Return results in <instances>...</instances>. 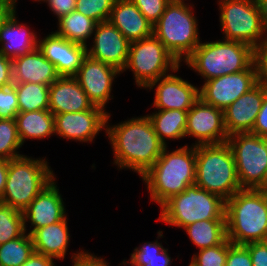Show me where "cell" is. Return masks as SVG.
Wrapping results in <instances>:
<instances>
[{
  "label": "cell",
  "instance_id": "obj_22",
  "mask_svg": "<svg viewBox=\"0 0 267 266\" xmlns=\"http://www.w3.org/2000/svg\"><path fill=\"white\" fill-rule=\"evenodd\" d=\"M93 106L74 76H59L49 86L48 110L53 115L86 111Z\"/></svg>",
  "mask_w": 267,
  "mask_h": 266
},
{
  "label": "cell",
  "instance_id": "obj_35",
  "mask_svg": "<svg viewBox=\"0 0 267 266\" xmlns=\"http://www.w3.org/2000/svg\"><path fill=\"white\" fill-rule=\"evenodd\" d=\"M115 0H76L75 10L96 23L108 21Z\"/></svg>",
  "mask_w": 267,
  "mask_h": 266
},
{
  "label": "cell",
  "instance_id": "obj_1",
  "mask_svg": "<svg viewBox=\"0 0 267 266\" xmlns=\"http://www.w3.org/2000/svg\"><path fill=\"white\" fill-rule=\"evenodd\" d=\"M111 116L109 112L105 136L112 148V164L118 171L130 170L141 178L154 165L165 145L147 115L132 116L116 124L111 123Z\"/></svg>",
  "mask_w": 267,
  "mask_h": 266
},
{
  "label": "cell",
  "instance_id": "obj_49",
  "mask_svg": "<svg viewBox=\"0 0 267 266\" xmlns=\"http://www.w3.org/2000/svg\"><path fill=\"white\" fill-rule=\"evenodd\" d=\"M13 9L6 1L0 0V25Z\"/></svg>",
  "mask_w": 267,
  "mask_h": 266
},
{
  "label": "cell",
  "instance_id": "obj_13",
  "mask_svg": "<svg viewBox=\"0 0 267 266\" xmlns=\"http://www.w3.org/2000/svg\"><path fill=\"white\" fill-rule=\"evenodd\" d=\"M107 111L94 105L86 111L54 115L55 135L60 139L80 142L84 145L93 143L100 132L106 133L109 110Z\"/></svg>",
  "mask_w": 267,
  "mask_h": 266
},
{
  "label": "cell",
  "instance_id": "obj_21",
  "mask_svg": "<svg viewBox=\"0 0 267 266\" xmlns=\"http://www.w3.org/2000/svg\"><path fill=\"white\" fill-rule=\"evenodd\" d=\"M16 10L13 9L0 25V53L11 60L38 48L39 32L27 23H20Z\"/></svg>",
  "mask_w": 267,
  "mask_h": 266
},
{
  "label": "cell",
  "instance_id": "obj_20",
  "mask_svg": "<svg viewBox=\"0 0 267 266\" xmlns=\"http://www.w3.org/2000/svg\"><path fill=\"white\" fill-rule=\"evenodd\" d=\"M266 94L267 84L259 81L223 110L224 126L229 136L252 131Z\"/></svg>",
  "mask_w": 267,
  "mask_h": 266
},
{
  "label": "cell",
  "instance_id": "obj_6",
  "mask_svg": "<svg viewBox=\"0 0 267 266\" xmlns=\"http://www.w3.org/2000/svg\"><path fill=\"white\" fill-rule=\"evenodd\" d=\"M48 159L24 154L9 160L5 189L0 202L23 212L57 176Z\"/></svg>",
  "mask_w": 267,
  "mask_h": 266
},
{
  "label": "cell",
  "instance_id": "obj_46",
  "mask_svg": "<svg viewBox=\"0 0 267 266\" xmlns=\"http://www.w3.org/2000/svg\"><path fill=\"white\" fill-rule=\"evenodd\" d=\"M56 260L42 255L38 252H33L27 261H25L21 266H57Z\"/></svg>",
  "mask_w": 267,
  "mask_h": 266
},
{
  "label": "cell",
  "instance_id": "obj_26",
  "mask_svg": "<svg viewBox=\"0 0 267 266\" xmlns=\"http://www.w3.org/2000/svg\"><path fill=\"white\" fill-rule=\"evenodd\" d=\"M22 145L28 140H44L55 135V118L48 110L18 112L15 117Z\"/></svg>",
  "mask_w": 267,
  "mask_h": 266
},
{
  "label": "cell",
  "instance_id": "obj_7",
  "mask_svg": "<svg viewBox=\"0 0 267 266\" xmlns=\"http://www.w3.org/2000/svg\"><path fill=\"white\" fill-rule=\"evenodd\" d=\"M159 209L156 221L176 229L202 220H226V201L195 184L172 196Z\"/></svg>",
  "mask_w": 267,
  "mask_h": 266
},
{
  "label": "cell",
  "instance_id": "obj_40",
  "mask_svg": "<svg viewBox=\"0 0 267 266\" xmlns=\"http://www.w3.org/2000/svg\"><path fill=\"white\" fill-rule=\"evenodd\" d=\"M225 266H252L249 250L245 245L233 244L227 239Z\"/></svg>",
  "mask_w": 267,
  "mask_h": 266
},
{
  "label": "cell",
  "instance_id": "obj_24",
  "mask_svg": "<svg viewBox=\"0 0 267 266\" xmlns=\"http://www.w3.org/2000/svg\"><path fill=\"white\" fill-rule=\"evenodd\" d=\"M59 77L55 66L36 48L12 60L13 83H37L50 86Z\"/></svg>",
  "mask_w": 267,
  "mask_h": 266
},
{
  "label": "cell",
  "instance_id": "obj_33",
  "mask_svg": "<svg viewBox=\"0 0 267 266\" xmlns=\"http://www.w3.org/2000/svg\"><path fill=\"white\" fill-rule=\"evenodd\" d=\"M22 147L15 118H0V159L11 160L24 155L20 151Z\"/></svg>",
  "mask_w": 267,
  "mask_h": 266
},
{
  "label": "cell",
  "instance_id": "obj_34",
  "mask_svg": "<svg viewBox=\"0 0 267 266\" xmlns=\"http://www.w3.org/2000/svg\"><path fill=\"white\" fill-rule=\"evenodd\" d=\"M26 233L23 213L0 202V244Z\"/></svg>",
  "mask_w": 267,
  "mask_h": 266
},
{
  "label": "cell",
  "instance_id": "obj_51",
  "mask_svg": "<svg viewBox=\"0 0 267 266\" xmlns=\"http://www.w3.org/2000/svg\"><path fill=\"white\" fill-rule=\"evenodd\" d=\"M261 189L267 191V178H266L265 185Z\"/></svg>",
  "mask_w": 267,
  "mask_h": 266
},
{
  "label": "cell",
  "instance_id": "obj_42",
  "mask_svg": "<svg viewBox=\"0 0 267 266\" xmlns=\"http://www.w3.org/2000/svg\"><path fill=\"white\" fill-rule=\"evenodd\" d=\"M43 3L49 7V10L57 19L69 14L75 10L76 0H44Z\"/></svg>",
  "mask_w": 267,
  "mask_h": 266
},
{
  "label": "cell",
  "instance_id": "obj_47",
  "mask_svg": "<svg viewBox=\"0 0 267 266\" xmlns=\"http://www.w3.org/2000/svg\"><path fill=\"white\" fill-rule=\"evenodd\" d=\"M8 162L7 159H0V198L3 195L6 180H7V174H8Z\"/></svg>",
  "mask_w": 267,
  "mask_h": 266
},
{
  "label": "cell",
  "instance_id": "obj_44",
  "mask_svg": "<svg viewBox=\"0 0 267 266\" xmlns=\"http://www.w3.org/2000/svg\"><path fill=\"white\" fill-rule=\"evenodd\" d=\"M250 133L267 138V94L264 96L261 109Z\"/></svg>",
  "mask_w": 267,
  "mask_h": 266
},
{
  "label": "cell",
  "instance_id": "obj_3",
  "mask_svg": "<svg viewBox=\"0 0 267 266\" xmlns=\"http://www.w3.org/2000/svg\"><path fill=\"white\" fill-rule=\"evenodd\" d=\"M227 239L238 245L265 241L267 191L242 189L226 201Z\"/></svg>",
  "mask_w": 267,
  "mask_h": 266
},
{
  "label": "cell",
  "instance_id": "obj_27",
  "mask_svg": "<svg viewBox=\"0 0 267 266\" xmlns=\"http://www.w3.org/2000/svg\"><path fill=\"white\" fill-rule=\"evenodd\" d=\"M188 111L178 109L155 110L147 116L150 118L159 140L169 146V142L185 138ZM169 141V142H168Z\"/></svg>",
  "mask_w": 267,
  "mask_h": 266
},
{
  "label": "cell",
  "instance_id": "obj_48",
  "mask_svg": "<svg viewBox=\"0 0 267 266\" xmlns=\"http://www.w3.org/2000/svg\"><path fill=\"white\" fill-rule=\"evenodd\" d=\"M260 9L261 21L267 35V0H256Z\"/></svg>",
  "mask_w": 267,
  "mask_h": 266
},
{
  "label": "cell",
  "instance_id": "obj_36",
  "mask_svg": "<svg viewBox=\"0 0 267 266\" xmlns=\"http://www.w3.org/2000/svg\"><path fill=\"white\" fill-rule=\"evenodd\" d=\"M227 258V238L219 245L198 250L191 257L192 266H225Z\"/></svg>",
  "mask_w": 267,
  "mask_h": 266
},
{
  "label": "cell",
  "instance_id": "obj_14",
  "mask_svg": "<svg viewBox=\"0 0 267 266\" xmlns=\"http://www.w3.org/2000/svg\"><path fill=\"white\" fill-rule=\"evenodd\" d=\"M180 65L174 71L151 82L145 90L155 91L151 107L157 110L178 109L188 111L200 98L199 86L179 74ZM174 73V74H173ZM178 73V74H177Z\"/></svg>",
  "mask_w": 267,
  "mask_h": 266
},
{
  "label": "cell",
  "instance_id": "obj_25",
  "mask_svg": "<svg viewBox=\"0 0 267 266\" xmlns=\"http://www.w3.org/2000/svg\"><path fill=\"white\" fill-rule=\"evenodd\" d=\"M68 216L54 224L36 229L31 238L35 252L64 261L68 255L71 233L68 227Z\"/></svg>",
  "mask_w": 267,
  "mask_h": 266
},
{
  "label": "cell",
  "instance_id": "obj_17",
  "mask_svg": "<svg viewBox=\"0 0 267 266\" xmlns=\"http://www.w3.org/2000/svg\"><path fill=\"white\" fill-rule=\"evenodd\" d=\"M122 72L101 61L90 58L88 55L74 76L89 100L106 111L109 100L114 99L112 89L117 76Z\"/></svg>",
  "mask_w": 267,
  "mask_h": 266
},
{
  "label": "cell",
  "instance_id": "obj_52",
  "mask_svg": "<svg viewBox=\"0 0 267 266\" xmlns=\"http://www.w3.org/2000/svg\"><path fill=\"white\" fill-rule=\"evenodd\" d=\"M43 1L44 0H33V2H38V3L40 2V4H43Z\"/></svg>",
  "mask_w": 267,
  "mask_h": 266
},
{
  "label": "cell",
  "instance_id": "obj_18",
  "mask_svg": "<svg viewBox=\"0 0 267 266\" xmlns=\"http://www.w3.org/2000/svg\"><path fill=\"white\" fill-rule=\"evenodd\" d=\"M57 182V178H55L22 212L25 231L28 234L31 235L36 229L54 224L68 216L66 204L63 200L65 198H62L63 195L60 193Z\"/></svg>",
  "mask_w": 267,
  "mask_h": 266
},
{
  "label": "cell",
  "instance_id": "obj_39",
  "mask_svg": "<svg viewBox=\"0 0 267 266\" xmlns=\"http://www.w3.org/2000/svg\"><path fill=\"white\" fill-rule=\"evenodd\" d=\"M18 114V97L13 85L0 89V118H15Z\"/></svg>",
  "mask_w": 267,
  "mask_h": 266
},
{
  "label": "cell",
  "instance_id": "obj_23",
  "mask_svg": "<svg viewBox=\"0 0 267 266\" xmlns=\"http://www.w3.org/2000/svg\"><path fill=\"white\" fill-rule=\"evenodd\" d=\"M108 21L131 43L153 35V25L131 0H115Z\"/></svg>",
  "mask_w": 267,
  "mask_h": 266
},
{
  "label": "cell",
  "instance_id": "obj_43",
  "mask_svg": "<svg viewBox=\"0 0 267 266\" xmlns=\"http://www.w3.org/2000/svg\"><path fill=\"white\" fill-rule=\"evenodd\" d=\"M255 61L258 66L259 81L267 84V37L255 50Z\"/></svg>",
  "mask_w": 267,
  "mask_h": 266
},
{
  "label": "cell",
  "instance_id": "obj_30",
  "mask_svg": "<svg viewBox=\"0 0 267 266\" xmlns=\"http://www.w3.org/2000/svg\"><path fill=\"white\" fill-rule=\"evenodd\" d=\"M198 250L221 244L227 238L226 220H202L183 228Z\"/></svg>",
  "mask_w": 267,
  "mask_h": 266
},
{
  "label": "cell",
  "instance_id": "obj_38",
  "mask_svg": "<svg viewBox=\"0 0 267 266\" xmlns=\"http://www.w3.org/2000/svg\"><path fill=\"white\" fill-rule=\"evenodd\" d=\"M71 266H111V262L108 263L104 256L94 254L89 250L80 248L79 250L70 253ZM118 266H126L125 260L120 262Z\"/></svg>",
  "mask_w": 267,
  "mask_h": 266
},
{
  "label": "cell",
  "instance_id": "obj_4",
  "mask_svg": "<svg viewBox=\"0 0 267 266\" xmlns=\"http://www.w3.org/2000/svg\"><path fill=\"white\" fill-rule=\"evenodd\" d=\"M204 41L182 63L200 76L202 82L247 70L255 62V49L248 44L223 38Z\"/></svg>",
  "mask_w": 267,
  "mask_h": 266
},
{
  "label": "cell",
  "instance_id": "obj_5",
  "mask_svg": "<svg viewBox=\"0 0 267 266\" xmlns=\"http://www.w3.org/2000/svg\"><path fill=\"white\" fill-rule=\"evenodd\" d=\"M187 1V2H186ZM191 0H171L153 25V34L182 64L201 43L198 17Z\"/></svg>",
  "mask_w": 267,
  "mask_h": 266
},
{
  "label": "cell",
  "instance_id": "obj_2",
  "mask_svg": "<svg viewBox=\"0 0 267 266\" xmlns=\"http://www.w3.org/2000/svg\"><path fill=\"white\" fill-rule=\"evenodd\" d=\"M165 146L154 165L141 179L151 202L159 208L172 196L195 184L196 178V146ZM170 149V150H169Z\"/></svg>",
  "mask_w": 267,
  "mask_h": 266
},
{
  "label": "cell",
  "instance_id": "obj_8",
  "mask_svg": "<svg viewBox=\"0 0 267 266\" xmlns=\"http://www.w3.org/2000/svg\"><path fill=\"white\" fill-rule=\"evenodd\" d=\"M195 185L225 201L242 190L228 143L196 146Z\"/></svg>",
  "mask_w": 267,
  "mask_h": 266
},
{
  "label": "cell",
  "instance_id": "obj_32",
  "mask_svg": "<svg viewBox=\"0 0 267 266\" xmlns=\"http://www.w3.org/2000/svg\"><path fill=\"white\" fill-rule=\"evenodd\" d=\"M34 251L31 235L26 232L21 237L0 244V266H21Z\"/></svg>",
  "mask_w": 267,
  "mask_h": 266
},
{
  "label": "cell",
  "instance_id": "obj_19",
  "mask_svg": "<svg viewBox=\"0 0 267 266\" xmlns=\"http://www.w3.org/2000/svg\"><path fill=\"white\" fill-rule=\"evenodd\" d=\"M38 49L56 68L59 76H75L87 56L86 46L60 37L53 31L38 37Z\"/></svg>",
  "mask_w": 267,
  "mask_h": 266
},
{
  "label": "cell",
  "instance_id": "obj_29",
  "mask_svg": "<svg viewBox=\"0 0 267 266\" xmlns=\"http://www.w3.org/2000/svg\"><path fill=\"white\" fill-rule=\"evenodd\" d=\"M57 30L53 31L60 37L82 45H88L94 33L96 22L79 13L77 10L57 19Z\"/></svg>",
  "mask_w": 267,
  "mask_h": 266
},
{
  "label": "cell",
  "instance_id": "obj_9",
  "mask_svg": "<svg viewBox=\"0 0 267 266\" xmlns=\"http://www.w3.org/2000/svg\"><path fill=\"white\" fill-rule=\"evenodd\" d=\"M181 64L153 34L130 43L128 60L122 72H132L137 89H145L151 82L168 75Z\"/></svg>",
  "mask_w": 267,
  "mask_h": 266
},
{
  "label": "cell",
  "instance_id": "obj_31",
  "mask_svg": "<svg viewBox=\"0 0 267 266\" xmlns=\"http://www.w3.org/2000/svg\"><path fill=\"white\" fill-rule=\"evenodd\" d=\"M18 97V112L48 109L49 86L37 83H13Z\"/></svg>",
  "mask_w": 267,
  "mask_h": 266
},
{
  "label": "cell",
  "instance_id": "obj_28",
  "mask_svg": "<svg viewBox=\"0 0 267 266\" xmlns=\"http://www.w3.org/2000/svg\"><path fill=\"white\" fill-rule=\"evenodd\" d=\"M163 230L157 231L154 241L140 243L133 249L130 258L124 259L126 266H171L175 258H171L169 248L164 247L160 238H164ZM160 241V242H159Z\"/></svg>",
  "mask_w": 267,
  "mask_h": 266
},
{
  "label": "cell",
  "instance_id": "obj_10",
  "mask_svg": "<svg viewBox=\"0 0 267 266\" xmlns=\"http://www.w3.org/2000/svg\"><path fill=\"white\" fill-rule=\"evenodd\" d=\"M219 24L223 39L239 41L255 50L266 39L256 0H219Z\"/></svg>",
  "mask_w": 267,
  "mask_h": 266
},
{
  "label": "cell",
  "instance_id": "obj_50",
  "mask_svg": "<svg viewBox=\"0 0 267 266\" xmlns=\"http://www.w3.org/2000/svg\"><path fill=\"white\" fill-rule=\"evenodd\" d=\"M6 1L11 7H13L14 9H18V0H4Z\"/></svg>",
  "mask_w": 267,
  "mask_h": 266
},
{
  "label": "cell",
  "instance_id": "obj_15",
  "mask_svg": "<svg viewBox=\"0 0 267 266\" xmlns=\"http://www.w3.org/2000/svg\"><path fill=\"white\" fill-rule=\"evenodd\" d=\"M195 138L191 145L226 143L229 135L224 126L223 110L199 98L188 110L185 138Z\"/></svg>",
  "mask_w": 267,
  "mask_h": 266
},
{
  "label": "cell",
  "instance_id": "obj_11",
  "mask_svg": "<svg viewBox=\"0 0 267 266\" xmlns=\"http://www.w3.org/2000/svg\"><path fill=\"white\" fill-rule=\"evenodd\" d=\"M242 189H261L267 178V138L250 132L228 137Z\"/></svg>",
  "mask_w": 267,
  "mask_h": 266
},
{
  "label": "cell",
  "instance_id": "obj_45",
  "mask_svg": "<svg viewBox=\"0 0 267 266\" xmlns=\"http://www.w3.org/2000/svg\"><path fill=\"white\" fill-rule=\"evenodd\" d=\"M13 85L12 60L0 53V89Z\"/></svg>",
  "mask_w": 267,
  "mask_h": 266
},
{
  "label": "cell",
  "instance_id": "obj_41",
  "mask_svg": "<svg viewBox=\"0 0 267 266\" xmlns=\"http://www.w3.org/2000/svg\"><path fill=\"white\" fill-rule=\"evenodd\" d=\"M249 250L252 266H267V243L252 242L245 245Z\"/></svg>",
  "mask_w": 267,
  "mask_h": 266
},
{
  "label": "cell",
  "instance_id": "obj_37",
  "mask_svg": "<svg viewBox=\"0 0 267 266\" xmlns=\"http://www.w3.org/2000/svg\"><path fill=\"white\" fill-rule=\"evenodd\" d=\"M145 18L154 25L171 0H131Z\"/></svg>",
  "mask_w": 267,
  "mask_h": 266
},
{
  "label": "cell",
  "instance_id": "obj_16",
  "mask_svg": "<svg viewBox=\"0 0 267 266\" xmlns=\"http://www.w3.org/2000/svg\"><path fill=\"white\" fill-rule=\"evenodd\" d=\"M92 44V45H91ZM130 49V42L109 21L97 23L86 45L87 55L123 72Z\"/></svg>",
  "mask_w": 267,
  "mask_h": 266
},
{
  "label": "cell",
  "instance_id": "obj_12",
  "mask_svg": "<svg viewBox=\"0 0 267 266\" xmlns=\"http://www.w3.org/2000/svg\"><path fill=\"white\" fill-rule=\"evenodd\" d=\"M258 82L259 73L255 61L247 70L203 82L199 87V95L205 103L225 110Z\"/></svg>",
  "mask_w": 267,
  "mask_h": 266
}]
</instances>
